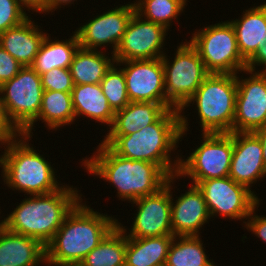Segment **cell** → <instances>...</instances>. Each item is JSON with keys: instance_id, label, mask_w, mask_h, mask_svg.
I'll list each match as a JSON object with an SVG mask.
<instances>
[{"instance_id": "18", "label": "cell", "mask_w": 266, "mask_h": 266, "mask_svg": "<svg viewBox=\"0 0 266 266\" xmlns=\"http://www.w3.org/2000/svg\"><path fill=\"white\" fill-rule=\"evenodd\" d=\"M171 192V226L173 236H199L200 228L211 219L202 192L196 185L173 202Z\"/></svg>"}, {"instance_id": "34", "label": "cell", "mask_w": 266, "mask_h": 266, "mask_svg": "<svg viewBox=\"0 0 266 266\" xmlns=\"http://www.w3.org/2000/svg\"><path fill=\"white\" fill-rule=\"evenodd\" d=\"M24 66L0 46V86L15 77Z\"/></svg>"}, {"instance_id": "28", "label": "cell", "mask_w": 266, "mask_h": 266, "mask_svg": "<svg viewBox=\"0 0 266 266\" xmlns=\"http://www.w3.org/2000/svg\"><path fill=\"white\" fill-rule=\"evenodd\" d=\"M120 222L79 263L80 266H125L126 232Z\"/></svg>"}, {"instance_id": "16", "label": "cell", "mask_w": 266, "mask_h": 266, "mask_svg": "<svg viewBox=\"0 0 266 266\" xmlns=\"http://www.w3.org/2000/svg\"><path fill=\"white\" fill-rule=\"evenodd\" d=\"M122 67L130 102L166 104L164 66L161 58L115 62Z\"/></svg>"}, {"instance_id": "39", "label": "cell", "mask_w": 266, "mask_h": 266, "mask_svg": "<svg viewBox=\"0 0 266 266\" xmlns=\"http://www.w3.org/2000/svg\"><path fill=\"white\" fill-rule=\"evenodd\" d=\"M74 1H76V0H44L45 14L46 13L50 14V11H51V13H53L59 7L61 8L62 5H63V7L65 5H68V4L71 5L72 2L74 3Z\"/></svg>"}, {"instance_id": "27", "label": "cell", "mask_w": 266, "mask_h": 266, "mask_svg": "<svg viewBox=\"0 0 266 266\" xmlns=\"http://www.w3.org/2000/svg\"><path fill=\"white\" fill-rule=\"evenodd\" d=\"M73 33L66 40H56V37L51 40L50 34H47L31 67L39 75L53 68H69L75 52L80 47L78 37Z\"/></svg>"}, {"instance_id": "6", "label": "cell", "mask_w": 266, "mask_h": 266, "mask_svg": "<svg viewBox=\"0 0 266 266\" xmlns=\"http://www.w3.org/2000/svg\"><path fill=\"white\" fill-rule=\"evenodd\" d=\"M236 94L235 74H209L180 113L182 115L187 107L194 104L202 133H231Z\"/></svg>"}, {"instance_id": "4", "label": "cell", "mask_w": 266, "mask_h": 266, "mask_svg": "<svg viewBox=\"0 0 266 266\" xmlns=\"http://www.w3.org/2000/svg\"><path fill=\"white\" fill-rule=\"evenodd\" d=\"M79 191L62 185L51 193L25 196L0 224L10 232L34 238L46 246L66 215L82 199Z\"/></svg>"}, {"instance_id": "25", "label": "cell", "mask_w": 266, "mask_h": 266, "mask_svg": "<svg viewBox=\"0 0 266 266\" xmlns=\"http://www.w3.org/2000/svg\"><path fill=\"white\" fill-rule=\"evenodd\" d=\"M173 235L149 238L126 236L125 266H165Z\"/></svg>"}, {"instance_id": "32", "label": "cell", "mask_w": 266, "mask_h": 266, "mask_svg": "<svg viewBox=\"0 0 266 266\" xmlns=\"http://www.w3.org/2000/svg\"><path fill=\"white\" fill-rule=\"evenodd\" d=\"M40 77L44 90L72 92L74 88L69 68H53Z\"/></svg>"}, {"instance_id": "41", "label": "cell", "mask_w": 266, "mask_h": 266, "mask_svg": "<svg viewBox=\"0 0 266 266\" xmlns=\"http://www.w3.org/2000/svg\"><path fill=\"white\" fill-rule=\"evenodd\" d=\"M47 266H80L79 264H59V265H56V264H45Z\"/></svg>"}, {"instance_id": "3", "label": "cell", "mask_w": 266, "mask_h": 266, "mask_svg": "<svg viewBox=\"0 0 266 266\" xmlns=\"http://www.w3.org/2000/svg\"><path fill=\"white\" fill-rule=\"evenodd\" d=\"M97 147L93 156L81 163L88 173L117 188L122 201L152 195L166 185L169 176L157 164L123 158L102 143Z\"/></svg>"}, {"instance_id": "21", "label": "cell", "mask_w": 266, "mask_h": 266, "mask_svg": "<svg viewBox=\"0 0 266 266\" xmlns=\"http://www.w3.org/2000/svg\"><path fill=\"white\" fill-rule=\"evenodd\" d=\"M242 17L229 21L235 31L242 58L248 62L266 44V3L250 7Z\"/></svg>"}, {"instance_id": "35", "label": "cell", "mask_w": 266, "mask_h": 266, "mask_svg": "<svg viewBox=\"0 0 266 266\" xmlns=\"http://www.w3.org/2000/svg\"><path fill=\"white\" fill-rule=\"evenodd\" d=\"M259 205L260 203L252 209L250 215L247 217L248 220L243 223L248 231L252 232L256 237L266 243V216L255 215V210L258 209Z\"/></svg>"}, {"instance_id": "11", "label": "cell", "mask_w": 266, "mask_h": 266, "mask_svg": "<svg viewBox=\"0 0 266 266\" xmlns=\"http://www.w3.org/2000/svg\"><path fill=\"white\" fill-rule=\"evenodd\" d=\"M202 192L210 217L222 216L229 220H247L260 198L254 191L232 178H212L196 184Z\"/></svg>"}, {"instance_id": "33", "label": "cell", "mask_w": 266, "mask_h": 266, "mask_svg": "<svg viewBox=\"0 0 266 266\" xmlns=\"http://www.w3.org/2000/svg\"><path fill=\"white\" fill-rule=\"evenodd\" d=\"M16 0H0V34L25 21L29 15Z\"/></svg>"}, {"instance_id": "31", "label": "cell", "mask_w": 266, "mask_h": 266, "mask_svg": "<svg viewBox=\"0 0 266 266\" xmlns=\"http://www.w3.org/2000/svg\"><path fill=\"white\" fill-rule=\"evenodd\" d=\"M117 66H119V68ZM100 85L109 106L114 112L123 109L130 103L127 94L125 75L120 65L114 63L107 71Z\"/></svg>"}, {"instance_id": "23", "label": "cell", "mask_w": 266, "mask_h": 266, "mask_svg": "<svg viewBox=\"0 0 266 266\" xmlns=\"http://www.w3.org/2000/svg\"><path fill=\"white\" fill-rule=\"evenodd\" d=\"M71 97L76 119L83 116L111 127L115 112L109 106L100 84H74Z\"/></svg>"}, {"instance_id": "5", "label": "cell", "mask_w": 266, "mask_h": 266, "mask_svg": "<svg viewBox=\"0 0 266 266\" xmlns=\"http://www.w3.org/2000/svg\"><path fill=\"white\" fill-rule=\"evenodd\" d=\"M31 138L20 133L3 144L5 150L0 156L3 182L8 188L28 196L54 192L63 184L58 183L53 165L51 167L45 157L29 144Z\"/></svg>"}, {"instance_id": "30", "label": "cell", "mask_w": 266, "mask_h": 266, "mask_svg": "<svg viewBox=\"0 0 266 266\" xmlns=\"http://www.w3.org/2000/svg\"><path fill=\"white\" fill-rule=\"evenodd\" d=\"M136 13L147 21L162 25L167 30L187 6V0H136ZM179 15V16H178Z\"/></svg>"}, {"instance_id": "9", "label": "cell", "mask_w": 266, "mask_h": 266, "mask_svg": "<svg viewBox=\"0 0 266 266\" xmlns=\"http://www.w3.org/2000/svg\"><path fill=\"white\" fill-rule=\"evenodd\" d=\"M202 144L182 159L177 176L189 177L192 185L212 178L228 177L233 154L231 133H202Z\"/></svg>"}, {"instance_id": "29", "label": "cell", "mask_w": 266, "mask_h": 266, "mask_svg": "<svg viewBox=\"0 0 266 266\" xmlns=\"http://www.w3.org/2000/svg\"><path fill=\"white\" fill-rule=\"evenodd\" d=\"M200 238L201 236H174L165 266H217L208 259Z\"/></svg>"}, {"instance_id": "36", "label": "cell", "mask_w": 266, "mask_h": 266, "mask_svg": "<svg viewBox=\"0 0 266 266\" xmlns=\"http://www.w3.org/2000/svg\"><path fill=\"white\" fill-rule=\"evenodd\" d=\"M1 95L2 93L0 90V148H2L3 144L8 140L13 139L20 134L6 116Z\"/></svg>"}, {"instance_id": "14", "label": "cell", "mask_w": 266, "mask_h": 266, "mask_svg": "<svg viewBox=\"0 0 266 266\" xmlns=\"http://www.w3.org/2000/svg\"><path fill=\"white\" fill-rule=\"evenodd\" d=\"M168 31L135 12L114 53L115 62L161 58L165 54L162 47Z\"/></svg>"}, {"instance_id": "26", "label": "cell", "mask_w": 266, "mask_h": 266, "mask_svg": "<svg viewBox=\"0 0 266 266\" xmlns=\"http://www.w3.org/2000/svg\"><path fill=\"white\" fill-rule=\"evenodd\" d=\"M115 63L114 54L81 47L75 52L69 70L74 84H100L107 71Z\"/></svg>"}, {"instance_id": "13", "label": "cell", "mask_w": 266, "mask_h": 266, "mask_svg": "<svg viewBox=\"0 0 266 266\" xmlns=\"http://www.w3.org/2000/svg\"><path fill=\"white\" fill-rule=\"evenodd\" d=\"M242 72L251 75L243 79L236 74L233 132H253L266 125V73L247 69Z\"/></svg>"}, {"instance_id": "8", "label": "cell", "mask_w": 266, "mask_h": 266, "mask_svg": "<svg viewBox=\"0 0 266 266\" xmlns=\"http://www.w3.org/2000/svg\"><path fill=\"white\" fill-rule=\"evenodd\" d=\"M190 44L196 49L210 74H239L246 69L236 34L229 21L203 27L192 34Z\"/></svg>"}, {"instance_id": "7", "label": "cell", "mask_w": 266, "mask_h": 266, "mask_svg": "<svg viewBox=\"0 0 266 266\" xmlns=\"http://www.w3.org/2000/svg\"><path fill=\"white\" fill-rule=\"evenodd\" d=\"M161 57L164 66L166 105L181 110L209 76L205 64L189 41L177 46L174 60Z\"/></svg>"}, {"instance_id": "2", "label": "cell", "mask_w": 266, "mask_h": 266, "mask_svg": "<svg viewBox=\"0 0 266 266\" xmlns=\"http://www.w3.org/2000/svg\"><path fill=\"white\" fill-rule=\"evenodd\" d=\"M81 199L45 246V264H79L117 225L118 219L94 211Z\"/></svg>"}, {"instance_id": "20", "label": "cell", "mask_w": 266, "mask_h": 266, "mask_svg": "<svg viewBox=\"0 0 266 266\" xmlns=\"http://www.w3.org/2000/svg\"><path fill=\"white\" fill-rule=\"evenodd\" d=\"M46 263L38 240L8 231L0 224V266H38Z\"/></svg>"}, {"instance_id": "10", "label": "cell", "mask_w": 266, "mask_h": 266, "mask_svg": "<svg viewBox=\"0 0 266 266\" xmlns=\"http://www.w3.org/2000/svg\"><path fill=\"white\" fill-rule=\"evenodd\" d=\"M7 118L22 133L39 115L44 89L40 75L24 66L0 86Z\"/></svg>"}, {"instance_id": "38", "label": "cell", "mask_w": 266, "mask_h": 266, "mask_svg": "<svg viewBox=\"0 0 266 266\" xmlns=\"http://www.w3.org/2000/svg\"><path fill=\"white\" fill-rule=\"evenodd\" d=\"M19 6L23 10H27L30 12L32 10L33 12H36V14L45 13V3L44 0H16ZM24 6V7H23Z\"/></svg>"}, {"instance_id": "15", "label": "cell", "mask_w": 266, "mask_h": 266, "mask_svg": "<svg viewBox=\"0 0 266 266\" xmlns=\"http://www.w3.org/2000/svg\"><path fill=\"white\" fill-rule=\"evenodd\" d=\"M135 12V5L129 3L92 18L75 30L79 46L83 49L98 50L99 47L105 48L112 44L111 54H114Z\"/></svg>"}, {"instance_id": "19", "label": "cell", "mask_w": 266, "mask_h": 266, "mask_svg": "<svg viewBox=\"0 0 266 266\" xmlns=\"http://www.w3.org/2000/svg\"><path fill=\"white\" fill-rule=\"evenodd\" d=\"M28 17L21 24L0 34V46L23 66H31L46 35Z\"/></svg>"}, {"instance_id": "37", "label": "cell", "mask_w": 266, "mask_h": 266, "mask_svg": "<svg viewBox=\"0 0 266 266\" xmlns=\"http://www.w3.org/2000/svg\"><path fill=\"white\" fill-rule=\"evenodd\" d=\"M262 65L264 66L263 69L256 72L266 73V44L260 46L255 55L247 62L246 69L255 72V70H257L256 67Z\"/></svg>"}, {"instance_id": "12", "label": "cell", "mask_w": 266, "mask_h": 266, "mask_svg": "<svg viewBox=\"0 0 266 266\" xmlns=\"http://www.w3.org/2000/svg\"><path fill=\"white\" fill-rule=\"evenodd\" d=\"M178 179L177 175L170 176L166 185L158 192L140 197L131 202L138 208L134 215V222L130 232L126 233L130 238H149L156 236L173 235L171 226V190L172 184ZM172 183V184H171Z\"/></svg>"}, {"instance_id": "40", "label": "cell", "mask_w": 266, "mask_h": 266, "mask_svg": "<svg viewBox=\"0 0 266 266\" xmlns=\"http://www.w3.org/2000/svg\"><path fill=\"white\" fill-rule=\"evenodd\" d=\"M253 133L258 137L259 141L261 142L263 161L264 166L266 168V125L256 129L255 131H253Z\"/></svg>"}, {"instance_id": "17", "label": "cell", "mask_w": 266, "mask_h": 266, "mask_svg": "<svg viewBox=\"0 0 266 266\" xmlns=\"http://www.w3.org/2000/svg\"><path fill=\"white\" fill-rule=\"evenodd\" d=\"M232 138L229 177L251 191L253 184L266 176L261 142L253 132H232Z\"/></svg>"}, {"instance_id": "1", "label": "cell", "mask_w": 266, "mask_h": 266, "mask_svg": "<svg viewBox=\"0 0 266 266\" xmlns=\"http://www.w3.org/2000/svg\"><path fill=\"white\" fill-rule=\"evenodd\" d=\"M188 125L187 117L179 110L168 109L155 123L133 134L103 136L100 142L123 158L157 164L170 177L177 175L180 164L179 155L174 156L175 160L171 153L178 148Z\"/></svg>"}, {"instance_id": "22", "label": "cell", "mask_w": 266, "mask_h": 266, "mask_svg": "<svg viewBox=\"0 0 266 266\" xmlns=\"http://www.w3.org/2000/svg\"><path fill=\"white\" fill-rule=\"evenodd\" d=\"M168 109L166 104L155 102H130L115 112L106 136H126L155 123Z\"/></svg>"}, {"instance_id": "24", "label": "cell", "mask_w": 266, "mask_h": 266, "mask_svg": "<svg viewBox=\"0 0 266 266\" xmlns=\"http://www.w3.org/2000/svg\"><path fill=\"white\" fill-rule=\"evenodd\" d=\"M40 120L45 122L48 129L55 131L61 126H69L75 122L71 92L44 90L39 115L22 134L32 136L33 126L35 127V122Z\"/></svg>"}]
</instances>
